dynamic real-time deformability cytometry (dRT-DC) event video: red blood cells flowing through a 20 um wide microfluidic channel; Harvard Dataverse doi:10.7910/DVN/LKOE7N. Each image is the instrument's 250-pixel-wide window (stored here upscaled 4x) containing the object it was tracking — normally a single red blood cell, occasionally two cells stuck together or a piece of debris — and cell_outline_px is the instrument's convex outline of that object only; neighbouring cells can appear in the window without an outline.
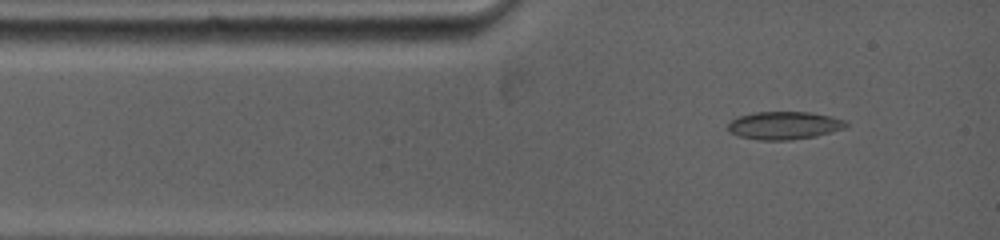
{"species": "common noctule bat (a hibernating species)", "species_latin": "Nyctalus noctula", "temperature_condition": "warm", "stored_images_in_passage": 3, "camera_frame_rate_fps": 5000, "um_per_image_px": 0.085, "animal": {"sex": "female", "body_mass_g": 19.0, "forearm_length_mm": 53.3}, "frame": {"image": 1, "passage_image": 3, "time_ms": 0.2, "image_size_px": [1000, 240], "cell_outline_px": [[848, 128], [816, 136], [788, 140], [760, 140], [740, 136], [728, 132], [728, 124], [736, 116], [752, 112], [808, 112], [832, 116], [848, 120]], "centroid_in_image_um": [66.69, 10.65], "position_along_channel_um": 18.3, "area_um2": 19.48}}